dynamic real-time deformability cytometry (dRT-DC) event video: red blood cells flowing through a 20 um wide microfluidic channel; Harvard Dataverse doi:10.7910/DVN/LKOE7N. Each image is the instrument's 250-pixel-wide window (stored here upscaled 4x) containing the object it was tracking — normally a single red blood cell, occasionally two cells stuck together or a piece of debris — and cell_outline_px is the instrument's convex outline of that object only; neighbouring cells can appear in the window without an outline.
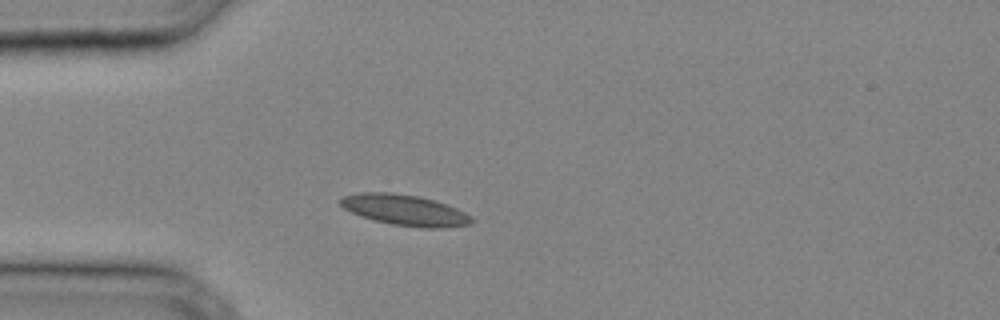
{"species": "common noctule bat (a hibernating species)", "species_latin": "Nyctalus noctula", "temperature_condition": "cold", "stored_images_in_passage": 26, "camera_frame_rate_fps": 3000, "um_per_image_px": 0.085, "animal": {"sex": "male", "body_mass_g": 20.4}, "frame": {"image": 1, "passage_image": 1, "time_ms": 0.0, "image_size_px": [1000, 320], "cell_outline_px": [[476, 220], [472, 224], [444, 228], [420, 228], [392, 224], [360, 216], [344, 208], [340, 204], [340, 200], [344, 196], [360, 192], [392, 192], [420, 196], [436, 200], [448, 204], [472, 216]], "centroid_in_image_um": [34.48, 17.86], "position_along_channel_um": 50.5, "area_um2": 23.81}}
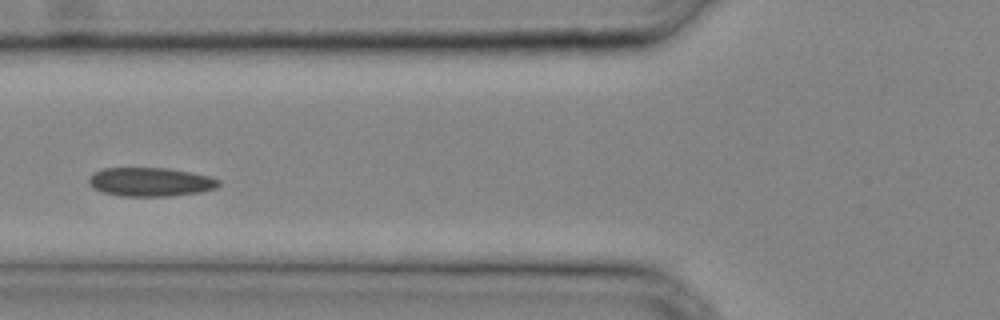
{"frame": {"image": 2, "passage_image": 5, "time_ms": 1.333, "image_size_px": [1000, 320], "cell_outline_px": [[220, 184], [216, 188], [200, 192], [172, 196], [120, 196], [104, 192], [88, 184], [88, 180], [92, 172], [104, 168], [168, 168], [192, 172], [208, 176], [220, 180]], "centroid_in_image_um": [12.79, 15.46], "position_along_channel_um": 113.0, "area_um2": 21.85}}